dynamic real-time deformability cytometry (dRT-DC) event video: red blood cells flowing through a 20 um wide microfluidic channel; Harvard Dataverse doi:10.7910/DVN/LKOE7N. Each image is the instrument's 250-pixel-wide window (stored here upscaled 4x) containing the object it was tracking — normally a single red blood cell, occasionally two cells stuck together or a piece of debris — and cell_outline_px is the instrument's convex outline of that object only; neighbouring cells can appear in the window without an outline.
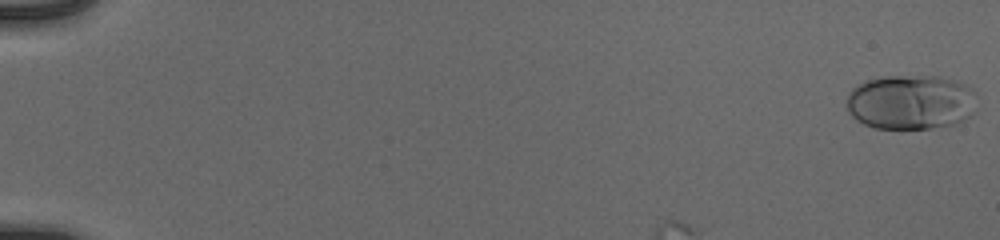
{"species": "human", "species_latin": "Homo sapiens", "temperature_condition": "cold", "stored_images_in_passage": 11, "camera_frame_rate_fps": 3000, "um_per_image_px": 0.085, "donor": {"sex": "male"}, "frame": {"image": 1, "passage_image": 1, "time_ms": 0.0, "image_size_px": [1000, 240], "cell_outline_px": [[976, 92], [968, 116], [964, 120], [956, 124], [932, 128], [876, 128], [864, 124], [856, 120], [848, 112], [848, 92], [852, 88], [868, 80], [884, 76], [940, 76], [956, 80], [964, 84]], "centroid_in_image_um": [77.39, 8.67], "position_along_channel_um": 7.6, "area_um2": 41.33}}